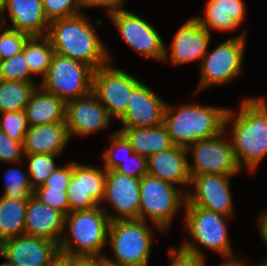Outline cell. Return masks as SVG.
Returning <instances> with one entry per match:
<instances>
[{
	"label": "cell",
	"instance_id": "obj_1",
	"mask_svg": "<svg viewBox=\"0 0 267 266\" xmlns=\"http://www.w3.org/2000/svg\"><path fill=\"white\" fill-rule=\"evenodd\" d=\"M266 100L264 96L245 98L238 112L228 108L225 116L224 129L231 123L229 138L237 163L251 173L267 156Z\"/></svg>",
	"mask_w": 267,
	"mask_h": 266
},
{
	"label": "cell",
	"instance_id": "obj_2",
	"mask_svg": "<svg viewBox=\"0 0 267 266\" xmlns=\"http://www.w3.org/2000/svg\"><path fill=\"white\" fill-rule=\"evenodd\" d=\"M89 17L78 15L50 22L47 37L56 54L81 61L94 70L111 62L105 43L94 26L100 27L101 19L92 25Z\"/></svg>",
	"mask_w": 267,
	"mask_h": 266
},
{
	"label": "cell",
	"instance_id": "obj_3",
	"mask_svg": "<svg viewBox=\"0 0 267 266\" xmlns=\"http://www.w3.org/2000/svg\"><path fill=\"white\" fill-rule=\"evenodd\" d=\"M228 108L186 103L173 106L166 103L163 124L172 143L187 148L199 140L211 138L224 131Z\"/></svg>",
	"mask_w": 267,
	"mask_h": 266
},
{
	"label": "cell",
	"instance_id": "obj_4",
	"mask_svg": "<svg viewBox=\"0 0 267 266\" xmlns=\"http://www.w3.org/2000/svg\"><path fill=\"white\" fill-rule=\"evenodd\" d=\"M110 222L101 206L68 213L59 250L85 258H104Z\"/></svg>",
	"mask_w": 267,
	"mask_h": 266
},
{
	"label": "cell",
	"instance_id": "obj_5",
	"mask_svg": "<svg viewBox=\"0 0 267 266\" xmlns=\"http://www.w3.org/2000/svg\"><path fill=\"white\" fill-rule=\"evenodd\" d=\"M184 209V227L192 239L185 240L179 248L205 258L206 255L199 248V244L207 250L220 254L222 258L235 257L226 221L232 217L194 205H185Z\"/></svg>",
	"mask_w": 267,
	"mask_h": 266
},
{
	"label": "cell",
	"instance_id": "obj_6",
	"mask_svg": "<svg viewBox=\"0 0 267 266\" xmlns=\"http://www.w3.org/2000/svg\"><path fill=\"white\" fill-rule=\"evenodd\" d=\"M153 227L139 219L111 221L108 244L115 259L106 255L104 259L122 266H148L154 238L153 229L157 228V230L163 231L157 225Z\"/></svg>",
	"mask_w": 267,
	"mask_h": 266
},
{
	"label": "cell",
	"instance_id": "obj_7",
	"mask_svg": "<svg viewBox=\"0 0 267 266\" xmlns=\"http://www.w3.org/2000/svg\"><path fill=\"white\" fill-rule=\"evenodd\" d=\"M176 185L146 174L140 183L139 220H149L163 231L170 228L175 216L185 207L186 192Z\"/></svg>",
	"mask_w": 267,
	"mask_h": 266
},
{
	"label": "cell",
	"instance_id": "obj_8",
	"mask_svg": "<svg viewBox=\"0 0 267 266\" xmlns=\"http://www.w3.org/2000/svg\"><path fill=\"white\" fill-rule=\"evenodd\" d=\"M246 35L244 31L219 44L212 51H207L198 65L200 79L193 92L195 95L214 85H226L242 74Z\"/></svg>",
	"mask_w": 267,
	"mask_h": 266
},
{
	"label": "cell",
	"instance_id": "obj_9",
	"mask_svg": "<svg viewBox=\"0 0 267 266\" xmlns=\"http://www.w3.org/2000/svg\"><path fill=\"white\" fill-rule=\"evenodd\" d=\"M93 73L91 66L55 53L38 86L66 103L92 92Z\"/></svg>",
	"mask_w": 267,
	"mask_h": 266
},
{
	"label": "cell",
	"instance_id": "obj_10",
	"mask_svg": "<svg viewBox=\"0 0 267 266\" xmlns=\"http://www.w3.org/2000/svg\"><path fill=\"white\" fill-rule=\"evenodd\" d=\"M227 131L224 129L219 135L199 140L186 148L187 154L191 153L193 156L192 164L188 162L190 176L205 174L235 176L241 172Z\"/></svg>",
	"mask_w": 267,
	"mask_h": 266
},
{
	"label": "cell",
	"instance_id": "obj_11",
	"mask_svg": "<svg viewBox=\"0 0 267 266\" xmlns=\"http://www.w3.org/2000/svg\"><path fill=\"white\" fill-rule=\"evenodd\" d=\"M107 65L94 70L92 92L106 108L109 116L120 119L129 106L133 89L140 79L126 71Z\"/></svg>",
	"mask_w": 267,
	"mask_h": 266
},
{
	"label": "cell",
	"instance_id": "obj_12",
	"mask_svg": "<svg viewBox=\"0 0 267 266\" xmlns=\"http://www.w3.org/2000/svg\"><path fill=\"white\" fill-rule=\"evenodd\" d=\"M124 8L108 14L122 39L139 55L163 62L166 45L158 30L142 17Z\"/></svg>",
	"mask_w": 267,
	"mask_h": 266
},
{
	"label": "cell",
	"instance_id": "obj_13",
	"mask_svg": "<svg viewBox=\"0 0 267 266\" xmlns=\"http://www.w3.org/2000/svg\"><path fill=\"white\" fill-rule=\"evenodd\" d=\"M141 179L127 176L115 170H106L104 198L101 202L108 203L113 210L102 207L110 221L138 219L140 205ZM105 208V209H104Z\"/></svg>",
	"mask_w": 267,
	"mask_h": 266
},
{
	"label": "cell",
	"instance_id": "obj_14",
	"mask_svg": "<svg viewBox=\"0 0 267 266\" xmlns=\"http://www.w3.org/2000/svg\"><path fill=\"white\" fill-rule=\"evenodd\" d=\"M106 169L73 161V174L67 187L69 213L91 210L104 198Z\"/></svg>",
	"mask_w": 267,
	"mask_h": 266
},
{
	"label": "cell",
	"instance_id": "obj_15",
	"mask_svg": "<svg viewBox=\"0 0 267 266\" xmlns=\"http://www.w3.org/2000/svg\"><path fill=\"white\" fill-rule=\"evenodd\" d=\"M233 175L205 174L191 176L193 192H186L185 205H194L233 217V199L230 179Z\"/></svg>",
	"mask_w": 267,
	"mask_h": 266
},
{
	"label": "cell",
	"instance_id": "obj_16",
	"mask_svg": "<svg viewBox=\"0 0 267 266\" xmlns=\"http://www.w3.org/2000/svg\"><path fill=\"white\" fill-rule=\"evenodd\" d=\"M111 121L106 108L93 92L66 102L65 123L70 138L95 134L108 128Z\"/></svg>",
	"mask_w": 267,
	"mask_h": 266
},
{
	"label": "cell",
	"instance_id": "obj_17",
	"mask_svg": "<svg viewBox=\"0 0 267 266\" xmlns=\"http://www.w3.org/2000/svg\"><path fill=\"white\" fill-rule=\"evenodd\" d=\"M58 250L52 240L25 234L0 243V257L14 266H49Z\"/></svg>",
	"mask_w": 267,
	"mask_h": 266
},
{
	"label": "cell",
	"instance_id": "obj_18",
	"mask_svg": "<svg viewBox=\"0 0 267 266\" xmlns=\"http://www.w3.org/2000/svg\"><path fill=\"white\" fill-rule=\"evenodd\" d=\"M210 38L211 33L208 30L203 28L194 17L189 18L176 31L171 49H169L170 52L165 47L163 62L170 60L176 66L198 61L200 65L202 58L208 51Z\"/></svg>",
	"mask_w": 267,
	"mask_h": 266
},
{
	"label": "cell",
	"instance_id": "obj_19",
	"mask_svg": "<svg viewBox=\"0 0 267 266\" xmlns=\"http://www.w3.org/2000/svg\"><path fill=\"white\" fill-rule=\"evenodd\" d=\"M166 101L140 82L132 91L126 113L119 119L123 127H155L163 124Z\"/></svg>",
	"mask_w": 267,
	"mask_h": 266
},
{
	"label": "cell",
	"instance_id": "obj_20",
	"mask_svg": "<svg viewBox=\"0 0 267 266\" xmlns=\"http://www.w3.org/2000/svg\"><path fill=\"white\" fill-rule=\"evenodd\" d=\"M65 215L44 204L33 194L28 199L24 234L43 237L59 244L64 230Z\"/></svg>",
	"mask_w": 267,
	"mask_h": 266
},
{
	"label": "cell",
	"instance_id": "obj_21",
	"mask_svg": "<svg viewBox=\"0 0 267 266\" xmlns=\"http://www.w3.org/2000/svg\"><path fill=\"white\" fill-rule=\"evenodd\" d=\"M186 148L173 145L147 159V174L183 188L190 185Z\"/></svg>",
	"mask_w": 267,
	"mask_h": 266
},
{
	"label": "cell",
	"instance_id": "obj_22",
	"mask_svg": "<svg viewBox=\"0 0 267 266\" xmlns=\"http://www.w3.org/2000/svg\"><path fill=\"white\" fill-rule=\"evenodd\" d=\"M12 25H3L31 36H47L49 24L42 0H6L4 8Z\"/></svg>",
	"mask_w": 267,
	"mask_h": 266
},
{
	"label": "cell",
	"instance_id": "obj_23",
	"mask_svg": "<svg viewBox=\"0 0 267 266\" xmlns=\"http://www.w3.org/2000/svg\"><path fill=\"white\" fill-rule=\"evenodd\" d=\"M70 141L65 122L36 125L28 128L23 154H61Z\"/></svg>",
	"mask_w": 267,
	"mask_h": 266
},
{
	"label": "cell",
	"instance_id": "obj_24",
	"mask_svg": "<svg viewBox=\"0 0 267 266\" xmlns=\"http://www.w3.org/2000/svg\"><path fill=\"white\" fill-rule=\"evenodd\" d=\"M243 0H208L204 16H194L200 25L211 33L234 31L246 18V6Z\"/></svg>",
	"mask_w": 267,
	"mask_h": 266
},
{
	"label": "cell",
	"instance_id": "obj_25",
	"mask_svg": "<svg viewBox=\"0 0 267 266\" xmlns=\"http://www.w3.org/2000/svg\"><path fill=\"white\" fill-rule=\"evenodd\" d=\"M24 111L29 127L65 122L66 103L38 86Z\"/></svg>",
	"mask_w": 267,
	"mask_h": 266
},
{
	"label": "cell",
	"instance_id": "obj_26",
	"mask_svg": "<svg viewBox=\"0 0 267 266\" xmlns=\"http://www.w3.org/2000/svg\"><path fill=\"white\" fill-rule=\"evenodd\" d=\"M117 131L130 142L134 153L147 159L174 145L164 124L155 127L121 128Z\"/></svg>",
	"mask_w": 267,
	"mask_h": 266
},
{
	"label": "cell",
	"instance_id": "obj_27",
	"mask_svg": "<svg viewBox=\"0 0 267 266\" xmlns=\"http://www.w3.org/2000/svg\"><path fill=\"white\" fill-rule=\"evenodd\" d=\"M28 200L13 202L0 196V243L24 234Z\"/></svg>",
	"mask_w": 267,
	"mask_h": 266
},
{
	"label": "cell",
	"instance_id": "obj_28",
	"mask_svg": "<svg viewBox=\"0 0 267 266\" xmlns=\"http://www.w3.org/2000/svg\"><path fill=\"white\" fill-rule=\"evenodd\" d=\"M55 51L47 36H31L24 44V56L33 76L43 78L51 65Z\"/></svg>",
	"mask_w": 267,
	"mask_h": 266
},
{
	"label": "cell",
	"instance_id": "obj_29",
	"mask_svg": "<svg viewBox=\"0 0 267 266\" xmlns=\"http://www.w3.org/2000/svg\"><path fill=\"white\" fill-rule=\"evenodd\" d=\"M37 87L35 82L0 80V113L24 111Z\"/></svg>",
	"mask_w": 267,
	"mask_h": 266
},
{
	"label": "cell",
	"instance_id": "obj_30",
	"mask_svg": "<svg viewBox=\"0 0 267 266\" xmlns=\"http://www.w3.org/2000/svg\"><path fill=\"white\" fill-rule=\"evenodd\" d=\"M4 192L1 196L13 202L28 200L34 190L30 184V177L27 171L23 172L20 168H9L4 175Z\"/></svg>",
	"mask_w": 267,
	"mask_h": 266
},
{
	"label": "cell",
	"instance_id": "obj_31",
	"mask_svg": "<svg viewBox=\"0 0 267 266\" xmlns=\"http://www.w3.org/2000/svg\"><path fill=\"white\" fill-rule=\"evenodd\" d=\"M59 154H32L24 155L28 162V173L30 177V184L34 189L42 186L46 179L57 169L55 158Z\"/></svg>",
	"mask_w": 267,
	"mask_h": 266
},
{
	"label": "cell",
	"instance_id": "obj_32",
	"mask_svg": "<svg viewBox=\"0 0 267 266\" xmlns=\"http://www.w3.org/2000/svg\"><path fill=\"white\" fill-rule=\"evenodd\" d=\"M108 139V141H110V147L109 149L107 148L102 155V159L104 161L103 168L106 170H115L134 152L130 142L121 132L116 130L115 132L110 133ZM116 152H119L121 155H123L121 157H117Z\"/></svg>",
	"mask_w": 267,
	"mask_h": 266
},
{
	"label": "cell",
	"instance_id": "obj_33",
	"mask_svg": "<svg viewBox=\"0 0 267 266\" xmlns=\"http://www.w3.org/2000/svg\"><path fill=\"white\" fill-rule=\"evenodd\" d=\"M23 50L6 60L0 61V80L34 82Z\"/></svg>",
	"mask_w": 267,
	"mask_h": 266
},
{
	"label": "cell",
	"instance_id": "obj_34",
	"mask_svg": "<svg viewBox=\"0 0 267 266\" xmlns=\"http://www.w3.org/2000/svg\"><path fill=\"white\" fill-rule=\"evenodd\" d=\"M0 115V129L12 140L23 144L29 128L25 111H9L0 113Z\"/></svg>",
	"mask_w": 267,
	"mask_h": 266
},
{
	"label": "cell",
	"instance_id": "obj_35",
	"mask_svg": "<svg viewBox=\"0 0 267 266\" xmlns=\"http://www.w3.org/2000/svg\"><path fill=\"white\" fill-rule=\"evenodd\" d=\"M29 37L26 33L0 25V61L20 53Z\"/></svg>",
	"mask_w": 267,
	"mask_h": 266
},
{
	"label": "cell",
	"instance_id": "obj_36",
	"mask_svg": "<svg viewBox=\"0 0 267 266\" xmlns=\"http://www.w3.org/2000/svg\"><path fill=\"white\" fill-rule=\"evenodd\" d=\"M44 13L49 22L82 13L79 0H42Z\"/></svg>",
	"mask_w": 267,
	"mask_h": 266
},
{
	"label": "cell",
	"instance_id": "obj_37",
	"mask_svg": "<svg viewBox=\"0 0 267 266\" xmlns=\"http://www.w3.org/2000/svg\"><path fill=\"white\" fill-rule=\"evenodd\" d=\"M33 195L44 204L62 212L65 216L69 213L67 189L37 187L34 189Z\"/></svg>",
	"mask_w": 267,
	"mask_h": 266
},
{
	"label": "cell",
	"instance_id": "obj_38",
	"mask_svg": "<svg viewBox=\"0 0 267 266\" xmlns=\"http://www.w3.org/2000/svg\"><path fill=\"white\" fill-rule=\"evenodd\" d=\"M23 144L12 140L0 129V161L12 164L23 162Z\"/></svg>",
	"mask_w": 267,
	"mask_h": 266
},
{
	"label": "cell",
	"instance_id": "obj_39",
	"mask_svg": "<svg viewBox=\"0 0 267 266\" xmlns=\"http://www.w3.org/2000/svg\"><path fill=\"white\" fill-rule=\"evenodd\" d=\"M115 171L130 177L141 179L147 174V158L140 156L137 153H132L115 169Z\"/></svg>",
	"mask_w": 267,
	"mask_h": 266
},
{
	"label": "cell",
	"instance_id": "obj_40",
	"mask_svg": "<svg viewBox=\"0 0 267 266\" xmlns=\"http://www.w3.org/2000/svg\"><path fill=\"white\" fill-rule=\"evenodd\" d=\"M73 174V162H68L65 166L57 169L46 179L44 184L39 187H48L51 189H67Z\"/></svg>",
	"mask_w": 267,
	"mask_h": 266
},
{
	"label": "cell",
	"instance_id": "obj_41",
	"mask_svg": "<svg viewBox=\"0 0 267 266\" xmlns=\"http://www.w3.org/2000/svg\"><path fill=\"white\" fill-rule=\"evenodd\" d=\"M168 252L172 260L170 266H203L204 260L206 259L188 253L181 248L177 249L172 247Z\"/></svg>",
	"mask_w": 267,
	"mask_h": 266
},
{
	"label": "cell",
	"instance_id": "obj_42",
	"mask_svg": "<svg viewBox=\"0 0 267 266\" xmlns=\"http://www.w3.org/2000/svg\"><path fill=\"white\" fill-rule=\"evenodd\" d=\"M84 259L85 257L58 250L54 254L49 266H79Z\"/></svg>",
	"mask_w": 267,
	"mask_h": 266
},
{
	"label": "cell",
	"instance_id": "obj_43",
	"mask_svg": "<svg viewBox=\"0 0 267 266\" xmlns=\"http://www.w3.org/2000/svg\"><path fill=\"white\" fill-rule=\"evenodd\" d=\"M80 8L83 10L86 7H104L107 9V15L116 9L124 7L121 0H79Z\"/></svg>",
	"mask_w": 267,
	"mask_h": 266
},
{
	"label": "cell",
	"instance_id": "obj_44",
	"mask_svg": "<svg viewBox=\"0 0 267 266\" xmlns=\"http://www.w3.org/2000/svg\"><path fill=\"white\" fill-rule=\"evenodd\" d=\"M257 226L260 238L262 239L263 243H265L267 247V211L264 209L263 213L260 214V216L257 219ZM267 262V258L263 260L262 262H257L256 264L253 263L254 266H263Z\"/></svg>",
	"mask_w": 267,
	"mask_h": 266
},
{
	"label": "cell",
	"instance_id": "obj_45",
	"mask_svg": "<svg viewBox=\"0 0 267 266\" xmlns=\"http://www.w3.org/2000/svg\"><path fill=\"white\" fill-rule=\"evenodd\" d=\"M206 265V259L204 260L203 266ZM217 266H254L253 264H247L245 259H238L235 257L232 258H224L223 263Z\"/></svg>",
	"mask_w": 267,
	"mask_h": 266
},
{
	"label": "cell",
	"instance_id": "obj_46",
	"mask_svg": "<svg viewBox=\"0 0 267 266\" xmlns=\"http://www.w3.org/2000/svg\"><path fill=\"white\" fill-rule=\"evenodd\" d=\"M79 266H103V258H85Z\"/></svg>",
	"mask_w": 267,
	"mask_h": 266
},
{
	"label": "cell",
	"instance_id": "obj_47",
	"mask_svg": "<svg viewBox=\"0 0 267 266\" xmlns=\"http://www.w3.org/2000/svg\"><path fill=\"white\" fill-rule=\"evenodd\" d=\"M6 5V0H0V25H8L6 17L4 16V8Z\"/></svg>",
	"mask_w": 267,
	"mask_h": 266
},
{
	"label": "cell",
	"instance_id": "obj_48",
	"mask_svg": "<svg viewBox=\"0 0 267 266\" xmlns=\"http://www.w3.org/2000/svg\"><path fill=\"white\" fill-rule=\"evenodd\" d=\"M103 266H122V265L110 263L109 261L103 258Z\"/></svg>",
	"mask_w": 267,
	"mask_h": 266
},
{
	"label": "cell",
	"instance_id": "obj_49",
	"mask_svg": "<svg viewBox=\"0 0 267 266\" xmlns=\"http://www.w3.org/2000/svg\"><path fill=\"white\" fill-rule=\"evenodd\" d=\"M0 266H14V265L6 260L5 262L1 263Z\"/></svg>",
	"mask_w": 267,
	"mask_h": 266
}]
</instances>
